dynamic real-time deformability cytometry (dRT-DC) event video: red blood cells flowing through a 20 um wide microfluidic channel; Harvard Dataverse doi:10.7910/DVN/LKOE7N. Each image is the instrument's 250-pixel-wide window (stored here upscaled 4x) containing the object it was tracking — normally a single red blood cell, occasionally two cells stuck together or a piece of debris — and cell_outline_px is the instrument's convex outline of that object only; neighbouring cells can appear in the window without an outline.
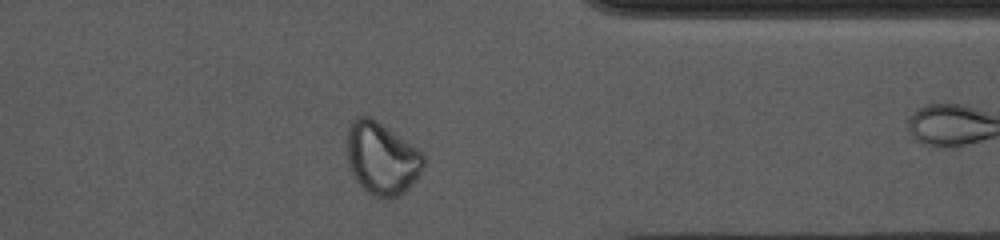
{"species": "common noctule bat (a hibernating species)", "species_latin": "Nyctalus noctula", "temperature_condition": "cold", "stored_images_in_passage": 44, "camera_frame_rate_fps": 3000, "um_per_image_px": 0.085, "animal": {"sex": "female", "body_mass_g": 10.0, "forearm_length_mm": 53.1}, "frame": {"image": 1, "passage_image": 32, "time_ms": 10.333, "image_size_px": [1000, 240], "cell_outline_px": [[424, 168], [408, 188], [404, 192], [396, 196], [376, 196], [368, 192], [356, 180], [348, 164], [348, 124], [356, 116], [368, 116], [376, 120], [416, 148], [424, 156]], "centroid_in_image_um": [32.43, 13.43], "position_along_channel_um": 379.0, "area_um2": 31.56}, "authors_computed_cell_mechanics": {"area_um2": 27.7151, "velocity_mm_per_s": 3.6873, "shape_relaxation_time_tau1_ms": null, "shape_relaxation_time_tau2_ms": 3.7748, "deformation_change_tau1": null, "deformation_change_tau2": 0.0962}}